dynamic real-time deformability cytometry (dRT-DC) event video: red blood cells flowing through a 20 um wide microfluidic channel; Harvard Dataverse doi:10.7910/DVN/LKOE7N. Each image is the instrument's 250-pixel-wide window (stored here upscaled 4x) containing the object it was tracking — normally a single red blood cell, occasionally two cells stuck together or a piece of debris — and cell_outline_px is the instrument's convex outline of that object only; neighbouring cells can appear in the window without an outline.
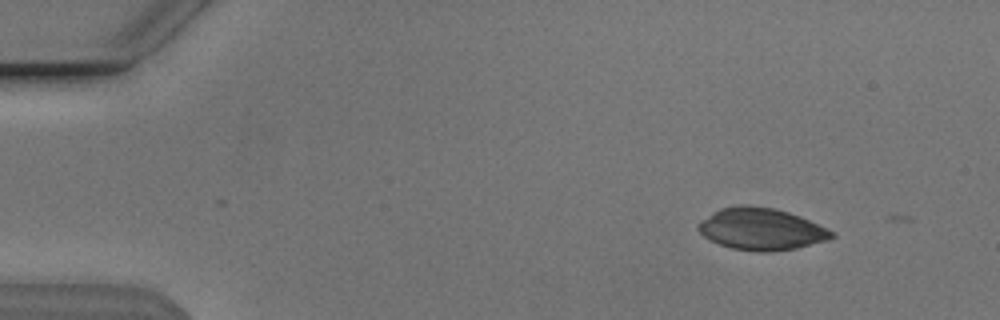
{"species": "Egyptian fruit bat (a non-hibernating species)", "species_latin": "Rousettus aegyptiacus", "temperature_condition": "cold", "stored_images_in_passage": 3, "camera_frame_rate_fps": 3000, "um_per_image_px": 0.085, "animal": {"sex": "male"}, "frame": {"image": 1, "passage_image": 2, "time_ms": 0.333, "image_size_px": [1000, 320], "cell_outline_px": [[836, 236], [828, 240], [796, 248], [768, 252], [756, 252], [732, 248], [720, 244], [704, 236], [696, 228], [696, 224], [700, 220], [712, 212], [720, 208], [740, 204], [744, 204], [772, 208], [788, 212], [800, 216], [836, 232]], "centroid_in_image_um": [64.7, 19.46], "position_along_channel_um": 20.3, "area_um2": 32.71}}